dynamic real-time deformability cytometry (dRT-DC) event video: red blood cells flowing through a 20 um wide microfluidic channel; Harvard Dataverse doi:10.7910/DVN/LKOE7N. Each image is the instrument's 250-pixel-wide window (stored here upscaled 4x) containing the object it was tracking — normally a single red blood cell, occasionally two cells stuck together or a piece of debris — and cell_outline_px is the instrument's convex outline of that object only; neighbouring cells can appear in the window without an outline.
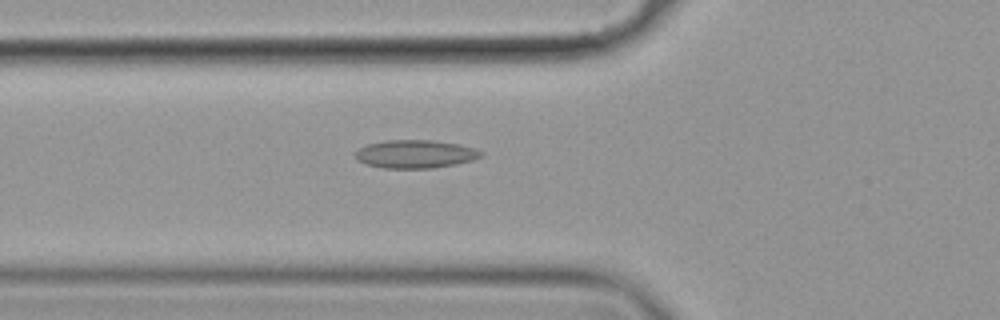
{"species": "common noctule bat (a hibernating species)", "species_latin": "Nyctalus noctula", "temperature_condition": "cold", "stored_images_in_passage": 57, "camera_frame_rate_fps": 3000, "um_per_image_px": 0.085, "animal": {"sex": "female", "body_mass_g": 19.9}, "frame": {"image": 1, "passage_image": 21, "time_ms": 6.667, "image_size_px": [1000, 320], "cell_outline_px": [[484, 156], [472, 160], [456, 164], [432, 168], [384, 168], [364, 164], [356, 160], [352, 156], [352, 152], [356, 148], [368, 144], [384, 140], [432, 140], [456, 144], [472, 148], [484, 152]], "centroid_in_image_um": [35.21, 13.09], "position_along_channel_um": 90.6, "area_um2": 20.92}}
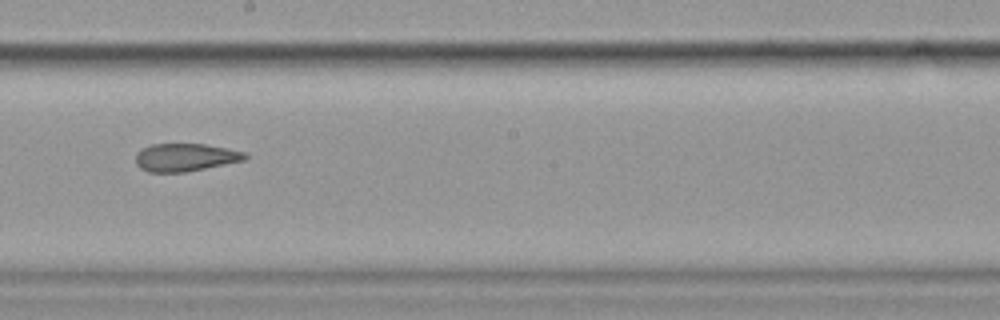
{"frame": {"image": 2, "passage_image": 33, "time_ms": 10.667, "image_size_px": [1000, 320], "cell_outline_px": [[248, 156], [244, 160], [184, 172], [148, 172], [140, 168], [136, 164], [136, 152], [140, 148], [152, 144], [204, 144], [244, 152]], "centroid_in_image_um": [15.68, 13.37], "position_along_channel_um": 232.5, "area_um2": 17.57}}
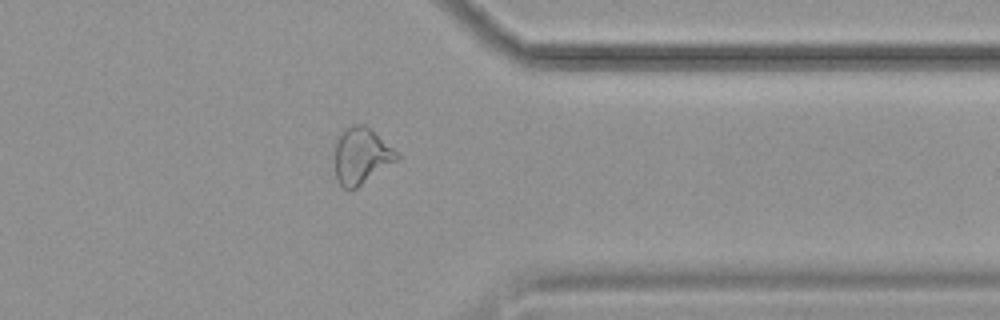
{"frame": {"image": 3, "passage_image": 46, "time_ms": 15.0, "image_size_px": [1000, 320], "cell_outline_px": [[400, 160], [356, 188], [348, 192], [336, 180], [332, 160], [336, 136], [344, 128], [352, 124], [364, 124], [400, 152]], "centroid_in_image_um": [30.68, 13.25], "position_along_channel_um": 380.7, "area_um2": 21.5}, "authors_computed_cell_mechanics": {"area_um2": 20.9236, "velocity_mm_per_s": 3.5492, "shape_relaxation_time_tau1_ms": null, "shape_relaxation_time_tau2_ms": 3.0498, "deformation_change_tau1": null, "deformation_change_tau2": 0.1023}}